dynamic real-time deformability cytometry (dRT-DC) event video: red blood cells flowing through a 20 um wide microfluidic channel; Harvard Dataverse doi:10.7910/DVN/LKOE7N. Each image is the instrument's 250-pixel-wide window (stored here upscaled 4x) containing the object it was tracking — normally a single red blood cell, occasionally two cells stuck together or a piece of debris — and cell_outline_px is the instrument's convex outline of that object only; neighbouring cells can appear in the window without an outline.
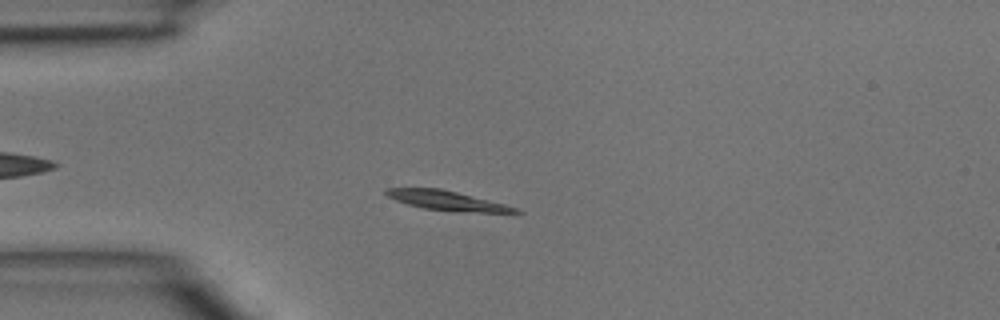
{"species": "common noctule bat (a hibernating species)", "species_latin": "Nyctalus noctula", "temperature_condition": "room temperature", "stored_images_in_passage": 46, "camera_frame_rate_fps": 3000, "um_per_image_px": 0.085, "animal": {"sex": "male", "body_mass_g": 15.6}, "frame": {"image": 1, "passage_image": 12, "time_ms": 3.667, "image_size_px": [1000, 320], "cell_outline_px": [[524, 212], [456, 212], [424, 208], [408, 204], [396, 200], [388, 196], [384, 192], [384, 188], [440, 188], [504, 204], [516, 208]], "centroid_in_image_um": [37.94, 17.05], "position_along_channel_um": 47.1, "area_um2": 14.39}}
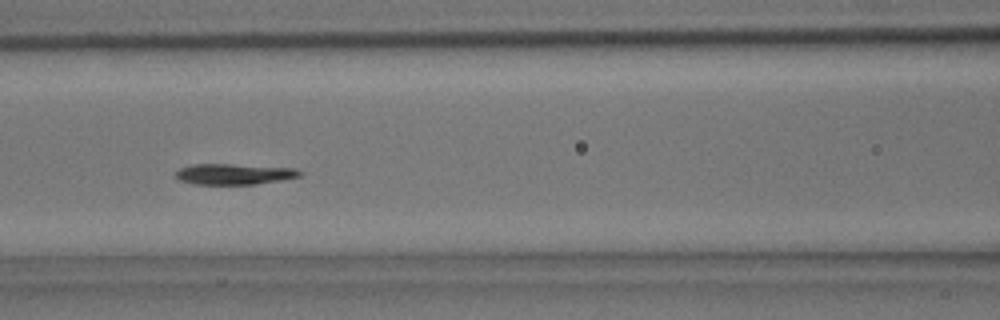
{"frame": {"image": 2, "passage_image": 20, "time_ms": 6.333, "image_size_px": [1000, 320], "cell_outline_px": [[304, 172], [300, 176], [280, 180], [256, 184], [192, 184], [180, 180], [176, 176], [176, 172], [180, 168], [192, 164], [232, 164], [296, 168]], "centroid_in_image_um": [19.92, 14.79], "position_along_channel_um": 146.7, "area_um2": 15.03}}
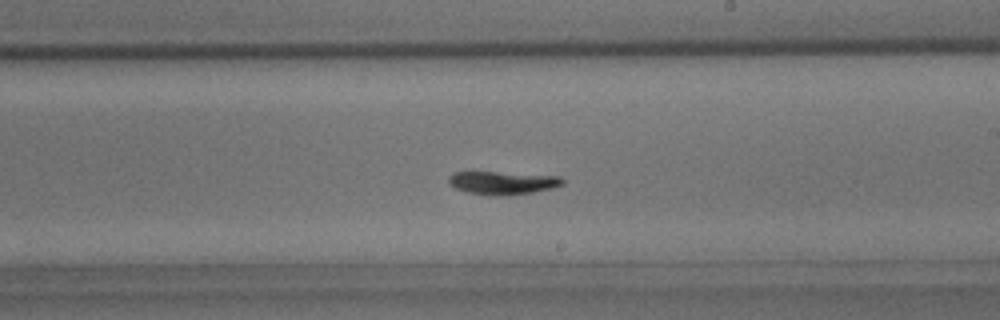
{"frame": {"image": 3, "passage_image": 27, "time_ms": 8.667, "image_size_px": [1000, 320], "cell_outline_px": [[564, 184], [552, 188], [532, 192], [508, 196], [488, 196], [468, 192], [456, 188], [448, 184], [448, 176], [452, 172], [496, 172], [560, 176], [564, 180]], "centroid_in_image_um": [42.7, 15.55], "position_along_channel_um": 246.3, "area_um2": 15.49}}